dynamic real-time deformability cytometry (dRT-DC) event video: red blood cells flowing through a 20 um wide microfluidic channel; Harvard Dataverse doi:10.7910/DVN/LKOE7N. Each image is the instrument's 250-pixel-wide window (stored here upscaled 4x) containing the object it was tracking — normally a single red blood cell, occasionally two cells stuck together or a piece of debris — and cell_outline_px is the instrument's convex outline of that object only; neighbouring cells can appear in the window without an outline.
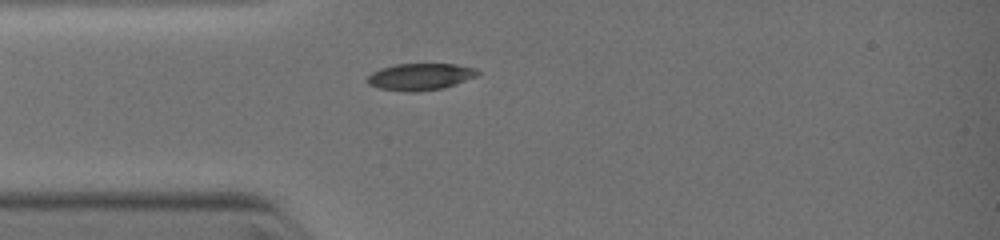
{"species": "common noctule bat (a hibernating species)", "species_latin": "Nyctalus noctula", "temperature_condition": "warm", "stored_images_in_passage": 5, "camera_frame_rate_fps": 3000, "um_per_image_px": 0.085, "animal": {"sex": "female", "body_mass_g": 19.0, "forearm_length_mm": 51.5}, "frame": {"image": 1, "passage_image": 1, "time_ms": 0.0, "image_size_px": [1000, 240], "cell_outline_px": [[480, 72], [476, 76], [444, 88], [416, 92], [404, 92], [380, 88], [368, 84], [368, 76], [372, 72], [380, 68], [396, 64], [456, 64], [476, 68]], "centroid_in_image_um": [35.72, 6.52], "position_along_channel_um": 49.3, "area_um2": 17.22}}
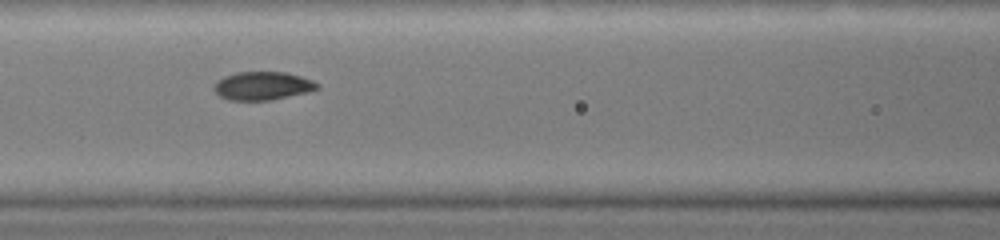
{"frame": {"image": 2, "passage_image": 4, "time_ms": 2.0, "image_size_px": [1000, 240], "cell_outline_px": [[320, 88], [308, 92], [272, 100], [228, 100], [220, 96], [212, 88], [224, 76], [236, 72], [284, 72], [300, 76], [312, 80], [320, 84]], "centroid_in_image_um": [22.35, 7.3], "position_along_channel_um": 144.3, "area_um2": 16.99}}
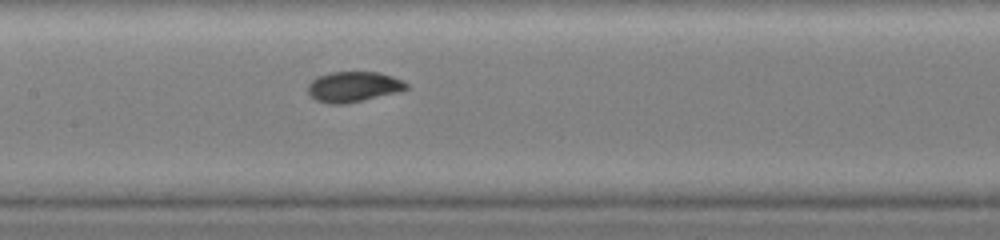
{"frame": {"image": 3, "passage_image": 5, "time_ms": 2.667, "image_size_px": [1000, 240], "cell_outline_px": [[408, 88], [396, 92], [348, 104], [328, 104], [316, 100], [308, 96], [308, 84], [312, 80], [328, 72], [380, 72], [392, 76], [408, 84]], "centroid_in_image_um": [29.99, 7.38], "position_along_channel_um": 177.4, "area_um2": 17.46}}